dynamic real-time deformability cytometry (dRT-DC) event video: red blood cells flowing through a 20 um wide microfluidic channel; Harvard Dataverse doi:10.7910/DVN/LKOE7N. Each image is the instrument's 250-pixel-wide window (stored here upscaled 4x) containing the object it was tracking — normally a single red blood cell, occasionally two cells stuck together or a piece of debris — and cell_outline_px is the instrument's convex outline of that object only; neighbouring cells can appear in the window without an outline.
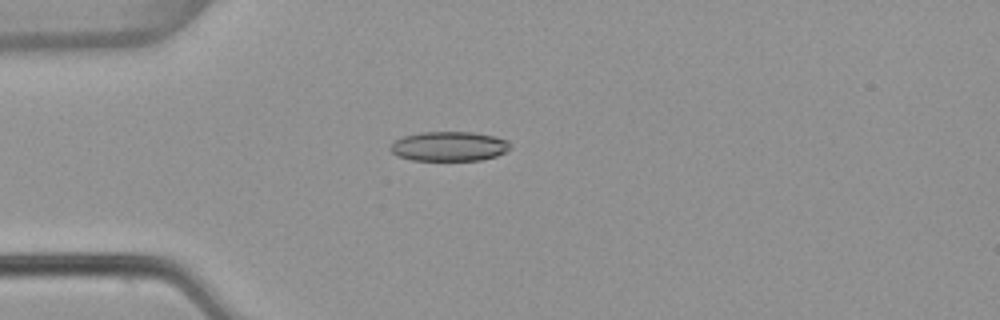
{"species": "common noctule bat (a hibernating species)", "species_latin": "Nyctalus noctula", "temperature_condition": "warm", "stored_images_in_passage": 4, "camera_frame_rate_fps": 3000, "um_per_image_px": 0.085, "animal": {"sex": "female", "body_mass_g": 22.7, "forearm_length_mm": 54.2}, "frame": {"image": 1, "passage_image": 4, "time_ms": 1.0, "image_size_px": [1000, 320], "cell_outline_px": [[512, 148], [496, 156], [480, 160], [412, 160], [396, 156], [388, 148], [388, 144], [404, 136], [420, 132], [476, 132], [496, 136], [508, 140]], "centroid_in_image_um": [38.16, 12.43], "position_along_channel_um": 46.8, "area_um2": 20.92}}